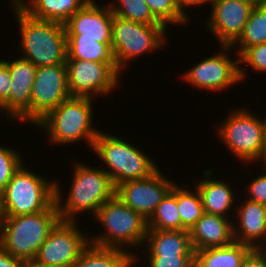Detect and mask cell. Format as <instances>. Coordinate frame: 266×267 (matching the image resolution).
Masks as SVG:
<instances>
[{
  "label": "cell",
  "instance_id": "6da1fadb",
  "mask_svg": "<svg viewBox=\"0 0 266 267\" xmlns=\"http://www.w3.org/2000/svg\"><path fill=\"white\" fill-rule=\"evenodd\" d=\"M72 166H74L73 180L64 203L62 189L58 185L60 180L55 182V202L60 219L66 221H77V214L84 211L90 212L92 217L95 216L99 208L115 196L116 190L104 169L88 166L79 161L74 162Z\"/></svg>",
  "mask_w": 266,
  "mask_h": 267
},
{
  "label": "cell",
  "instance_id": "7a4b0ae2",
  "mask_svg": "<svg viewBox=\"0 0 266 267\" xmlns=\"http://www.w3.org/2000/svg\"><path fill=\"white\" fill-rule=\"evenodd\" d=\"M12 11L21 32L19 49L22 58L36 67L63 64L67 59V36L64 24L29 16L13 0Z\"/></svg>",
  "mask_w": 266,
  "mask_h": 267
},
{
  "label": "cell",
  "instance_id": "3957f363",
  "mask_svg": "<svg viewBox=\"0 0 266 267\" xmlns=\"http://www.w3.org/2000/svg\"><path fill=\"white\" fill-rule=\"evenodd\" d=\"M59 220L56 202L43 212L0 216V246L22 261L34 259Z\"/></svg>",
  "mask_w": 266,
  "mask_h": 267
},
{
  "label": "cell",
  "instance_id": "277c9868",
  "mask_svg": "<svg viewBox=\"0 0 266 267\" xmlns=\"http://www.w3.org/2000/svg\"><path fill=\"white\" fill-rule=\"evenodd\" d=\"M92 101L90 97L71 96L49 111L35 126H39L53 144L65 145L84 139L92 149L101 131L94 128L92 122Z\"/></svg>",
  "mask_w": 266,
  "mask_h": 267
},
{
  "label": "cell",
  "instance_id": "5b68a950",
  "mask_svg": "<svg viewBox=\"0 0 266 267\" xmlns=\"http://www.w3.org/2000/svg\"><path fill=\"white\" fill-rule=\"evenodd\" d=\"M93 218L106 230L96 237L90 234L91 244L120 248L128 252L131 247L133 250L145 244L148 230L147 220L116 196L106 201Z\"/></svg>",
  "mask_w": 266,
  "mask_h": 267
},
{
  "label": "cell",
  "instance_id": "8992f818",
  "mask_svg": "<svg viewBox=\"0 0 266 267\" xmlns=\"http://www.w3.org/2000/svg\"><path fill=\"white\" fill-rule=\"evenodd\" d=\"M92 150L106 165L104 169L115 187L128 180L143 179L153 175L159 167L143 150L134 147L122 137L99 132Z\"/></svg>",
  "mask_w": 266,
  "mask_h": 267
},
{
  "label": "cell",
  "instance_id": "52a82bcc",
  "mask_svg": "<svg viewBox=\"0 0 266 267\" xmlns=\"http://www.w3.org/2000/svg\"><path fill=\"white\" fill-rule=\"evenodd\" d=\"M55 182L38 175L23 164L0 193V216L35 214L55 202Z\"/></svg>",
  "mask_w": 266,
  "mask_h": 267
},
{
  "label": "cell",
  "instance_id": "ba28073f",
  "mask_svg": "<svg viewBox=\"0 0 266 267\" xmlns=\"http://www.w3.org/2000/svg\"><path fill=\"white\" fill-rule=\"evenodd\" d=\"M221 124L217 125V135L242 162L250 164L262 161L266 164V141L259 117L247 108H236ZM256 116V117H255Z\"/></svg>",
  "mask_w": 266,
  "mask_h": 267
},
{
  "label": "cell",
  "instance_id": "9c48e42d",
  "mask_svg": "<svg viewBox=\"0 0 266 267\" xmlns=\"http://www.w3.org/2000/svg\"><path fill=\"white\" fill-rule=\"evenodd\" d=\"M167 30L165 25H146L113 15L112 47L119 68L124 70L136 57L163 49Z\"/></svg>",
  "mask_w": 266,
  "mask_h": 267
},
{
  "label": "cell",
  "instance_id": "30bf717a",
  "mask_svg": "<svg viewBox=\"0 0 266 267\" xmlns=\"http://www.w3.org/2000/svg\"><path fill=\"white\" fill-rule=\"evenodd\" d=\"M221 48V52L218 54L205 57L188 72L186 71L182 79H185L192 87L209 91H222L235 83H242L244 77L247 76L245 74L246 68L239 65V58L234 61L231 60L227 52L233 47L222 45Z\"/></svg>",
  "mask_w": 266,
  "mask_h": 267
},
{
  "label": "cell",
  "instance_id": "8fae6325",
  "mask_svg": "<svg viewBox=\"0 0 266 267\" xmlns=\"http://www.w3.org/2000/svg\"><path fill=\"white\" fill-rule=\"evenodd\" d=\"M89 238L88 233L80 230L77 221L60 219L49 232L34 259L51 266L71 267L90 244Z\"/></svg>",
  "mask_w": 266,
  "mask_h": 267
},
{
  "label": "cell",
  "instance_id": "7c38bea8",
  "mask_svg": "<svg viewBox=\"0 0 266 267\" xmlns=\"http://www.w3.org/2000/svg\"><path fill=\"white\" fill-rule=\"evenodd\" d=\"M65 64L71 96L107 97L120 83L121 76L107 63L66 59Z\"/></svg>",
  "mask_w": 266,
  "mask_h": 267
},
{
  "label": "cell",
  "instance_id": "4fadbf2b",
  "mask_svg": "<svg viewBox=\"0 0 266 267\" xmlns=\"http://www.w3.org/2000/svg\"><path fill=\"white\" fill-rule=\"evenodd\" d=\"M70 97L65 63L37 67L31 89V123L35 125Z\"/></svg>",
  "mask_w": 266,
  "mask_h": 267
},
{
  "label": "cell",
  "instance_id": "5bb4252c",
  "mask_svg": "<svg viewBox=\"0 0 266 267\" xmlns=\"http://www.w3.org/2000/svg\"><path fill=\"white\" fill-rule=\"evenodd\" d=\"M158 169L153 175L136 180H128L116 186L115 196L147 221L158 204L172 189L171 181Z\"/></svg>",
  "mask_w": 266,
  "mask_h": 267
},
{
  "label": "cell",
  "instance_id": "9a60e30c",
  "mask_svg": "<svg viewBox=\"0 0 266 267\" xmlns=\"http://www.w3.org/2000/svg\"><path fill=\"white\" fill-rule=\"evenodd\" d=\"M206 28L219 45L232 46L243 33L251 10L255 5L245 0H212Z\"/></svg>",
  "mask_w": 266,
  "mask_h": 267
},
{
  "label": "cell",
  "instance_id": "2e32d148",
  "mask_svg": "<svg viewBox=\"0 0 266 267\" xmlns=\"http://www.w3.org/2000/svg\"><path fill=\"white\" fill-rule=\"evenodd\" d=\"M7 66L11 76L10 95L0 105V112L13 121L31 122V89L37 67L22 57L8 60Z\"/></svg>",
  "mask_w": 266,
  "mask_h": 267
},
{
  "label": "cell",
  "instance_id": "e0dca14e",
  "mask_svg": "<svg viewBox=\"0 0 266 267\" xmlns=\"http://www.w3.org/2000/svg\"><path fill=\"white\" fill-rule=\"evenodd\" d=\"M90 0L75 12L64 24L67 39H101V43H112L113 12Z\"/></svg>",
  "mask_w": 266,
  "mask_h": 267
},
{
  "label": "cell",
  "instance_id": "ac0fdd59",
  "mask_svg": "<svg viewBox=\"0 0 266 267\" xmlns=\"http://www.w3.org/2000/svg\"><path fill=\"white\" fill-rule=\"evenodd\" d=\"M239 206L235 205L236 214L232 217L234 221L236 218L238 220L233 224L235 241L248 245L253 250H264L266 248V206L248 199L242 201Z\"/></svg>",
  "mask_w": 266,
  "mask_h": 267
},
{
  "label": "cell",
  "instance_id": "d6986e66",
  "mask_svg": "<svg viewBox=\"0 0 266 267\" xmlns=\"http://www.w3.org/2000/svg\"><path fill=\"white\" fill-rule=\"evenodd\" d=\"M232 220L220 215L204 213L189 229L194 251L233 243L235 239Z\"/></svg>",
  "mask_w": 266,
  "mask_h": 267
},
{
  "label": "cell",
  "instance_id": "ffe728a7",
  "mask_svg": "<svg viewBox=\"0 0 266 267\" xmlns=\"http://www.w3.org/2000/svg\"><path fill=\"white\" fill-rule=\"evenodd\" d=\"M213 172L211 169L205 170L204 179L198 181L195 188L201 196L205 213L230 218V215L227 214L234 207V201L236 203L235 190L233 191V188L225 180L212 178Z\"/></svg>",
  "mask_w": 266,
  "mask_h": 267
},
{
  "label": "cell",
  "instance_id": "44dd1931",
  "mask_svg": "<svg viewBox=\"0 0 266 267\" xmlns=\"http://www.w3.org/2000/svg\"><path fill=\"white\" fill-rule=\"evenodd\" d=\"M145 243L147 256H195L189 230L148 229Z\"/></svg>",
  "mask_w": 266,
  "mask_h": 267
},
{
  "label": "cell",
  "instance_id": "7402d4cb",
  "mask_svg": "<svg viewBox=\"0 0 266 267\" xmlns=\"http://www.w3.org/2000/svg\"><path fill=\"white\" fill-rule=\"evenodd\" d=\"M13 1L33 18L65 24L75 12L83 8L90 0Z\"/></svg>",
  "mask_w": 266,
  "mask_h": 267
},
{
  "label": "cell",
  "instance_id": "603a6c76",
  "mask_svg": "<svg viewBox=\"0 0 266 267\" xmlns=\"http://www.w3.org/2000/svg\"><path fill=\"white\" fill-rule=\"evenodd\" d=\"M136 252L89 244L71 267H136ZM135 265V266H134Z\"/></svg>",
  "mask_w": 266,
  "mask_h": 267
},
{
  "label": "cell",
  "instance_id": "cb8c5ba5",
  "mask_svg": "<svg viewBox=\"0 0 266 267\" xmlns=\"http://www.w3.org/2000/svg\"><path fill=\"white\" fill-rule=\"evenodd\" d=\"M252 251L250 246L236 241L222 247L201 249L195 251L194 267H241Z\"/></svg>",
  "mask_w": 266,
  "mask_h": 267
},
{
  "label": "cell",
  "instance_id": "d4e9b609",
  "mask_svg": "<svg viewBox=\"0 0 266 267\" xmlns=\"http://www.w3.org/2000/svg\"><path fill=\"white\" fill-rule=\"evenodd\" d=\"M67 59L107 63L119 75L122 74L112 43H101V39H67Z\"/></svg>",
  "mask_w": 266,
  "mask_h": 267
},
{
  "label": "cell",
  "instance_id": "484cf974",
  "mask_svg": "<svg viewBox=\"0 0 266 267\" xmlns=\"http://www.w3.org/2000/svg\"><path fill=\"white\" fill-rule=\"evenodd\" d=\"M266 42V2L255 4L243 33L231 46L238 45L237 55L240 57L248 48Z\"/></svg>",
  "mask_w": 266,
  "mask_h": 267
},
{
  "label": "cell",
  "instance_id": "4316f807",
  "mask_svg": "<svg viewBox=\"0 0 266 267\" xmlns=\"http://www.w3.org/2000/svg\"><path fill=\"white\" fill-rule=\"evenodd\" d=\"M148 229L181 230V217L177 205V184L158 204L155 212L147 221Z\"/></svg>",
  "mask_w": 266,
  "mask_h": 267
},
{
  "label": "cell",
  "instance_id": "83f0119b",
  "mask_svg": "<svg viewBox=\"0 0 266 267\" xmlns=\"http://www.w3.org/2000/svg\"><path fill=\"white\" fill-rule=\"evenodd\" d=\"M182 187L177 184V205L181 217V230H189L205 213L201 196L195 186L193 190L187 185Z\"/></svg>",
  "mask_w": 266,
  "mask_h": 267
},
{
  "label": "cell",
  "instance_id": "f1b7e54d",
  "mask_svg": "<svg viewBox=\"0 0 266 267\" xmlns=\"http://www.w3.org/2000/svg\"><path fill=\"white\" fill-rule=\"evenodd\" d=\"M115 3L107 6L116 16L146 25H164L153 16L145 0H115Z\"/></svg>",
  "mask_w": 266,
  "mask_h": 267
},
{
  "label": "cell",
  "instance_id": "f546056e",
  "mask_svg": "<svg viewBox=\"0 0 266 267\" xmlns=\"http://www.w3.org/2000/svg\"><path fill=\"white\" fill-rule=\"evenodd\" d=\"M153 16L166 27L167 24L185 25L188 18L178 9L175 0H145Z\"/></svg>",
  "mask_w": 266,
  "mask_h": 267
},
{
  "label": "cell",
  "instance_id": "4dcf8cb0",
  "mask_svg": "<svg viewBox=\"0 0 266 267\" xmlns=\"http://www.w3.org/2000/svg\"><path fill=\"white\" fill-rule=\"evenodd\" d=\"M16 151L5 145L0 146V193L24 163L20 152Z\"/></svg>",
  "mask_w": 266,
  "mask_h": 267
},
{
  "label": "cell",
  "instance_id": "1f68e13d",
  "mask_svg": "<svg viewBox=\"0 0 266 267\" xmlns=\"http://www.w3.org/2000/svg\"><path fill=\"white\" fill-rule=\"evenodd\" d=\"M247 64L256 72H266V42L248 48L240 57L239 65Z\"/></svg>",
  "mask_w": 266,
  "mask_h": 267
},
{
  "label": "cell",
  "instance_id": "d6a6232c",
  "mask_svg": "<svg viewBox=\"0 0 266 267\" xmlns=\"http://www.w3.org/2000/svg\"><path fill=\"white\" fill-rule=\"evenodd\" d=\"M148 267H194L195 256H147Z\"/></svg>",
  "mask_w": 266,
  "mask_h": 267
},
{
  "label": "cell",
  "instance_id": "836d02e7",
  "mask_svg": "<svg viewBox=\"0 0 266 267\" xmlns=\"http://www.w3.org/2000/svg\"><path fill=\"white\" fill-rule=\"evenodd\" d=\"M262 174L258 175L255 179L253 178V180L246 185L248 191L247 193L250 194L247 195V197H249H246V199L266 206V171Z\"/></svg>",
  "mask_w": 266,
  "mask_h": 267
},
{
  "label": "cell",
  "instance_id": "e575fe53",
  "mask_svg": "<svg viewBox=\"0 0 266 267\" xmlns=\"http://www.w3.org/2000/svg\"><path fill=\"white\" fill-rule=\"evenodd\" d=\"M11 76L7 66V60L0 59V105L10 95Z\"/></svg>",
  "mask_w": 266,
  "mask_h": 267
},
{
  "label": "cell",
  "instance_id": "d590c367",
  "mask_svg": "<svg viewBox=\"0 0 266 267\" xmlns=\"http://www.w3.org/2000/svg\"><path fill=\"white\" fill-rule=\"evenodd\" d=\"M241 267H266V252L264 250H253Z\"/></svg>",
  "mask_w": 266,
  "mask_h": 267
},
{
  "label": "cell",
  "instance_id": "8d00e7d4",
  "mask_svg": "<svg viewBox=\"0 0 266 267\" xmlns=\"http://www.w3.org/2000/svg\"><path fill=\"white\" fill-rule=\"evenodd\" d=\"M22 262L0 246V267H22Z\"/></svg>",
  "mask_w": 266,
  "mask_h": 267
},
{
  "label": "cell",
  "instance_id": "74e56055",
  "mask_svg": "<svg viewBox=\"0 0 266 267\" xmlns=\"http://www.w3.org/2000/svg\"><path fill=\"white\" fill-rule=\"evenodd\" d=\"M207 2L211 3L212 0H175V3L179 9V11L186 16L188 19L189 17L187 16V14L185 13V9H187L190 6H199L201 4H207ZM187 7V8H186Z\"/></svg>",
  "mask_w": 266,
  "mask_h": 267
},
{
  "label": "cell",
  "instance_id": "f35d334b",
  "mask_svg": "<svg viewBox=\"0 0 266 267\" xmlns=\"http://www.w3.org/2000/svg\"><path fill=\"white\" fill-rule=\"evenodd\" d=\"M22 267H56V266L43 264L35 259H30V260H24L22 262Z\"/></svg>",
  "mask_w": 266,
  "mask_h": 267
},
{
  "label": "cell",
  "instance_id": "ab89813d",
  "mask_svg": "<svg viewBox=\"0 0 266 267\" xmlns=\"http://www.w3.org/2000/svg\"><path fill=\"white\" fill-rule=\"evenodd\" d=\"M264 120V121H263ZM260 121V125L262 127V131H263V135H264V139L266 141V117L264 119L261 120V118H259Z\"/></svg>",
  "mask_w": 266,
  "mask_h": 267
},
{
  "label": "cell",
  "instance_id": "60d3db41",
  "mask_svg": "<svg viewBox=\"0 0 266 267\" xmlns=\"http://www.w3.org/2000/svg\"><path fill=\"white\" fill-rule=\"evenodd\" d=\"M245 1H250V2H253L254 4L260 3L258 0H245Z\"/></svg>",
  "mask_w": 266,
  "mask_h": 267
}]
</instances>
